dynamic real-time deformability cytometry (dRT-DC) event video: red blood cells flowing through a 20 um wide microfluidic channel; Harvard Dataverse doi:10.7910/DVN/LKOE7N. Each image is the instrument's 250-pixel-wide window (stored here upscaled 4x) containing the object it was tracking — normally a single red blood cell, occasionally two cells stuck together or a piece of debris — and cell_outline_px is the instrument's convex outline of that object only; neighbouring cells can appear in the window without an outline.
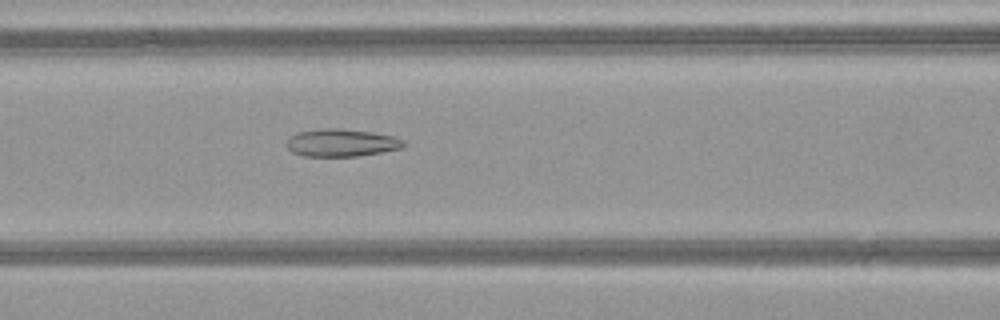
{"species": "common noctule bat (a hibernating species)", "species_latin": "Nyctalus noctula", "temperature_condition": "warm", "stored_images_in_passage": 40, "camera_frame_rate_fps": 3000, "um_per_image_px": 0.085, "animal": {"sex": "female", "body_mass_g": 21.9}, "frame": {"image": 1, "passage_image": 12, "time_ms": 3.667, "image_size_px": [1000, 320], "cell_outline_px": [[408, 144], [404, 148], [356, 156], [304, 156], [292, 152], [288, 148], [288, 136], [296, 132], [324, 128], [340, 128], [372, 132], [392, 136], [404, 140]], "centroid_in_image_um": [29.04, 12.13], "position_along_channel_um": 137.6, "area_um2": 18.9}}
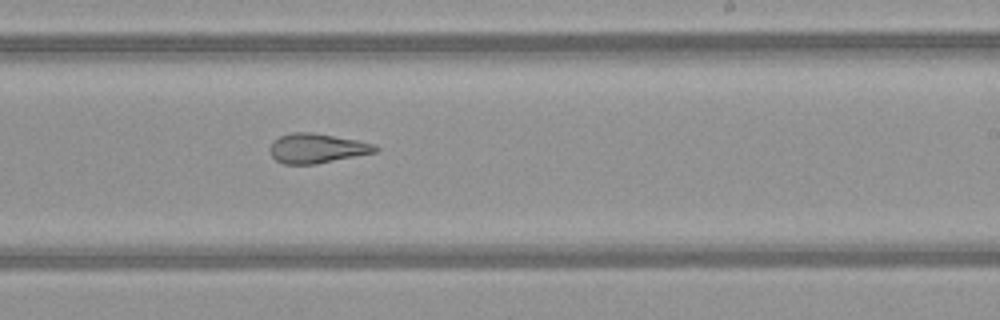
{"frame": {"image": 2, "passage_image": 21, "time_ms": 6.667, "image_size_px": [1000, 320], "cell_outline_px": [[380, 148], [376, 152], [316, 164], [284, 164], [276, 160], [268, 152], [268, 148], [272, 140], [280, 136], [292, 132], [312, 132], [356, 140], [376, 144]], "centroid_in_image_um": [26.9, 12.6], "position_along_channel_um": 262.1, "area_um2": 18.32}}
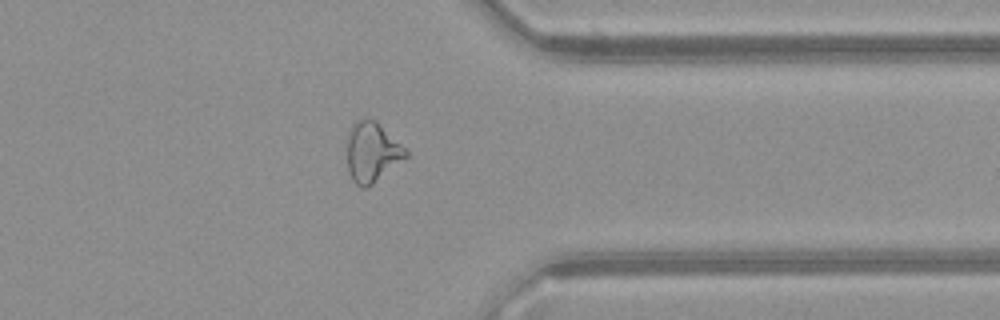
{"frame": {"image": 3, "passage_image": 30, "time_ms": 9.667, "image_size_px": [1000, 320], "cell_outline_px": [[408, 156], [372, 184], [364, 188], [360, 188], [352, 180], [348, 172], [348, 132], [352, 124], [356, 120], [364, 116], [368, 116], [376, 120], [408, 152]], "centroid_in_image_um": [31.59, 12.9], "position_along_channel_um": 379.8, "area_um2": 20.46}, "authors_computed_cell_mechanics": {"area_um2": 20.3745, "velocity_mm_per_s": 4.1487, "shape_relaxation_time_tau1_ms": null, "shape_relaxation_time_tau2_ms": 2.1027, "deformation_change_tau1": null, "deformation_change_tau2": 0.1088}}